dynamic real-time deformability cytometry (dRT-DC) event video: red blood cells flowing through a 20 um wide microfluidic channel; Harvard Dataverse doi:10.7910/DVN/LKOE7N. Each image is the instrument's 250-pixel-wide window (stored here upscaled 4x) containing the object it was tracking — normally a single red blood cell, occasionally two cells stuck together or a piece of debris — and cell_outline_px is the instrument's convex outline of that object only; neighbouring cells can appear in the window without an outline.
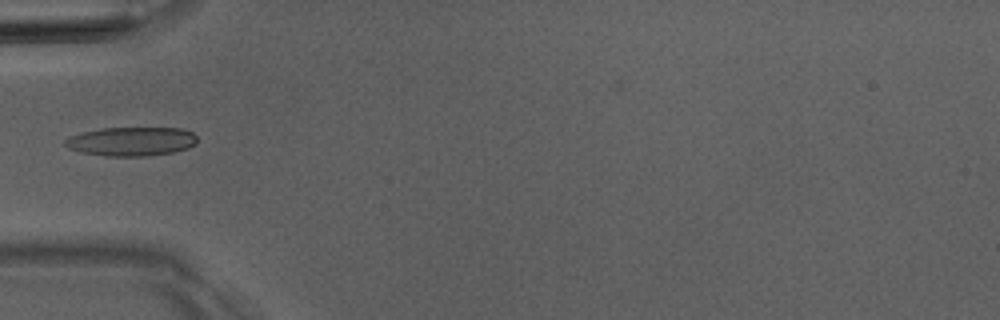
{"species": "Egyptian fruit bat (a non-hibernating species)", "species_latin": "Rousettus aegyptiacus", "temperature_condition": "room temperature", "stored_images_in_passage": 5, "camera_frame_rate_fps": 3000, "um_per_image_px": 0.085, "animal": {"sex": "male"}, "frame": {"image": 1, "passage_image": 4, "time_ms": 4.333, "image_size_px": [1000, 320], "cell_outline_px": [[196, 144], [188, 148], [172, 152], [148, 156], [104, 156], [80, 152], [68, 148], [64, 144], [64, 140], [72, 136], [84, 132], [100, 128], [184, 128], [192, 132], [196, 136]], "centroid_in_image_um": [11.18, 12.02], "position_along_channel_um": 73.8, "area_um2": 22.31}}